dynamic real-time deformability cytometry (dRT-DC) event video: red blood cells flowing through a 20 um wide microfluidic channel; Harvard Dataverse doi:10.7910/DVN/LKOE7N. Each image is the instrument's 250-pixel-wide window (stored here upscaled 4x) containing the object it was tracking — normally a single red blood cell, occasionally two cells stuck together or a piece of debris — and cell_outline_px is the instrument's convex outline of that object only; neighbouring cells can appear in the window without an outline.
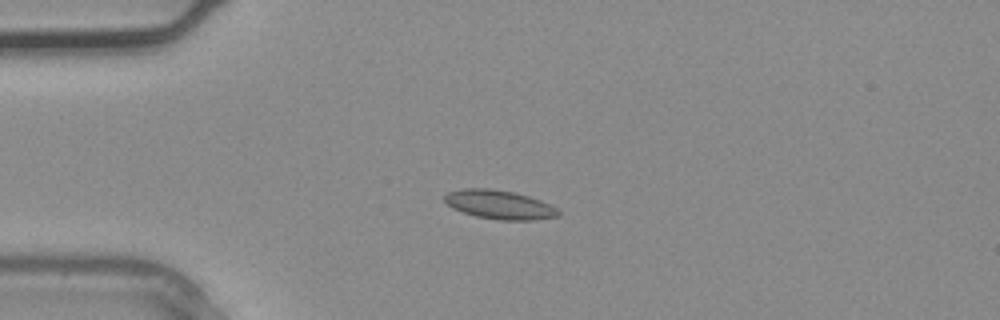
{"species": "common noctule bat (a hibernating species)", "species_latin": "Nyctalus noctula", "temperature_condition": "warm", "stored_images_in_passage": 3, "camera_frame_rate_fps": 3000, "um_per_image_px": 0.085, "animal": {"sex": "male", "body_mass_g": 20.4}, "frame": {"image": 1, "passage_image": 3, "time_ms": 0.667, "image_size_px": [1000, 320], "cell_outline_px": [[560, 216], [532, 220], [500, 220], [476, 216], [452, 208], [444, 200], [444, 196], [448, 192], [464, 188], [488, 188], [516, 192], [540, 200], [556, 208], [560, 212]], "centroid_in_image_um": [42.45, 17.39], "position_along_channel_um": 42.6, "area_um2": 19.07}}